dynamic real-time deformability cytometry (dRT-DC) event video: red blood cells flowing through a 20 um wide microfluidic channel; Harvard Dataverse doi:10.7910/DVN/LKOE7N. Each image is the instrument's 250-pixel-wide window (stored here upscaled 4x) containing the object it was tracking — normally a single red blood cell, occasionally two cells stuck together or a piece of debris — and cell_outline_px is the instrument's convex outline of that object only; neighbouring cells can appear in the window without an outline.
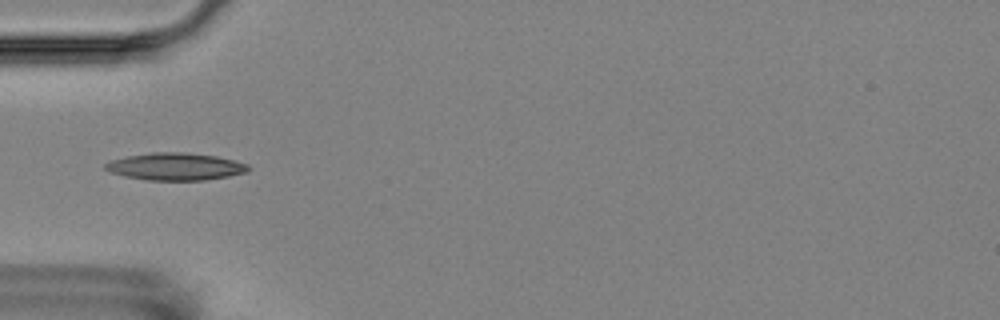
{"species": "Egyptian fruit bat (a non-hibernating species)", "species_latin": "Rousettus aegyptiacus", "temperature_condition": "room temperature", "stored_images_in_passage": 7, "camera_frame_rate_fps": 3000, "um_per_image_px": 0.085, "animal": {"sex": "female"}, "frame": {"image": 1, "passage_image": 2, "time_ms": 1.0, "image_size_px": [1000, 320], "cell_outline_px": [[248, 172], [228, 176], [204, 180], [144, 180], [124, 176], [112, 172], [104, 168], [104, 164], [112, 160], [128, 156], [152, 152], [184, 152], [216, 156], [248, 164]], "centroid_in_image_um": [14.9, 14.16], "position_along_channel_um": 70.1, "area_um2": 22.6}}
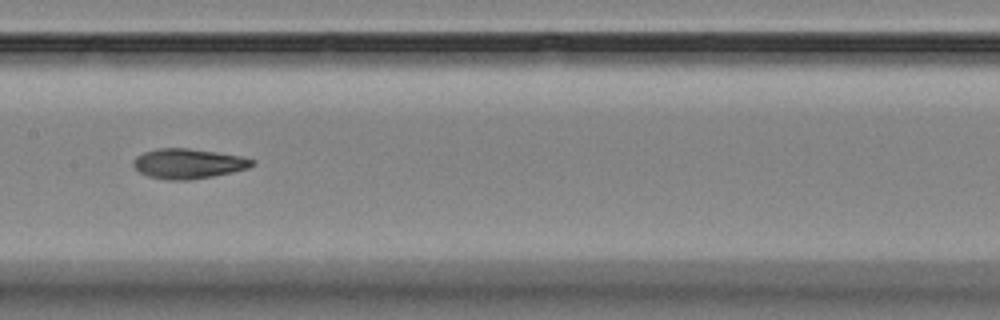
{"frame": {"image": 2, "passage_image": 5, "time_ms": 4.333, "image_size_px": [1000, 320], "cell_outline_px": [[256, 164], [248, 168], [232, 172], [212, 176], [188, 180], [168, 180], [148, 176], [140, 172], [132, 164], [132, 160], [136, 156], [144, 152], [160, 148], [188, 148], [216, 152], [240, 156], [256, 160]], "centroid_in_image_um": [16.0, 13.9], "position_along_channel_um": 191.4, "area_um2": 20.69}}
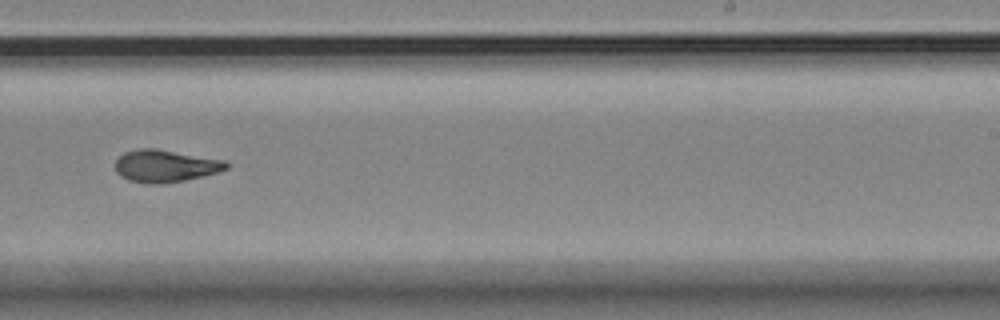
{"frame": {"image": 3, "passage_image": 7, "time_ms": 6.667, "image_size_px": [1000, 320], "cell_outline_px": [[228, 168], [220, 172], [204, 176], [184, 180], [160, 184], [148, 184], [128, 180], [120, 176], [116, 172], [116, 160], [124, 152], [136, 148], [156, 148], [224, 160], [228, 164]], "centroid_in_image_um": [14.04, 14.1], "position_along_channel_um": 275.0, "area_um2": 21.04}}